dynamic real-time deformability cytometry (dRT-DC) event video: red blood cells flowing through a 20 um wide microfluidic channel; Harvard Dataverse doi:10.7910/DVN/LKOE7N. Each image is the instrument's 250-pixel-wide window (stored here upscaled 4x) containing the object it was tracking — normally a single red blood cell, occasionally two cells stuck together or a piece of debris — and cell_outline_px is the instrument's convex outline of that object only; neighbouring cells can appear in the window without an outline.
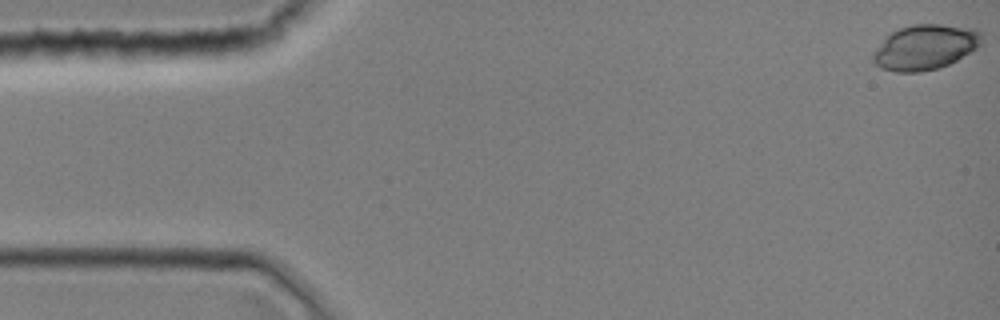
{"species": "common noctule bat (a hibernating species)", "species_latin": "Nyctalus noctula", "temperature_condition": "room temperature", "stored_images_in_passage": 40, "camera_frame_rate_fps": 3000, "um_per_image_px": 0.085, "animal": {"sex": "female", "body_mass_g": 19.0, "forearm_length_mm": 51.5}, "frame": {"image": 1, "passage_image": 1, "time_ms": 0.0, "image_size_px": [1000, 320], "cell_outline_px": [[980, 44], [976, 48], [956, 60], [940, 68], [920, 72], [896, 72], [880, 68], [872, 60], [872, 52], [892, 32], [900, 28], [912, 24], [940, 24], [976, 28], [980, 32]], "centroid_in_image_um": [78.61, 4.01], "position_along_channel_um": 6.4, "area_um2": 28.38}}
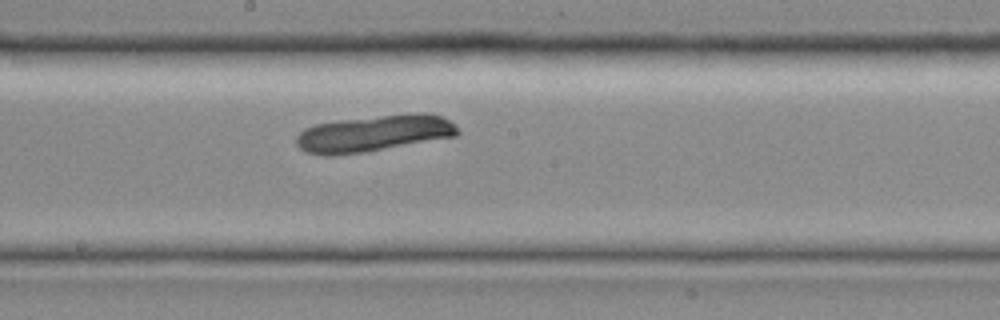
{"frame": {"image": 2, "passage_image": 22, "time_ms": 7.0, "image_size_px": [1000, 320], "cell_outline_px": [[460, 132], [456, 136], [364, 152], [332, 156], [324, 156], [304, 152], [296, 144], [296, 136], [304, 128], [316, 124], [336, 120], [412, 112], [424, 112], [440, 116], [456, 124]], "centroid_in_image_um": [31.76, 11.33], "position_along_channel_um": 216.4, "area_um2": 34.68}}
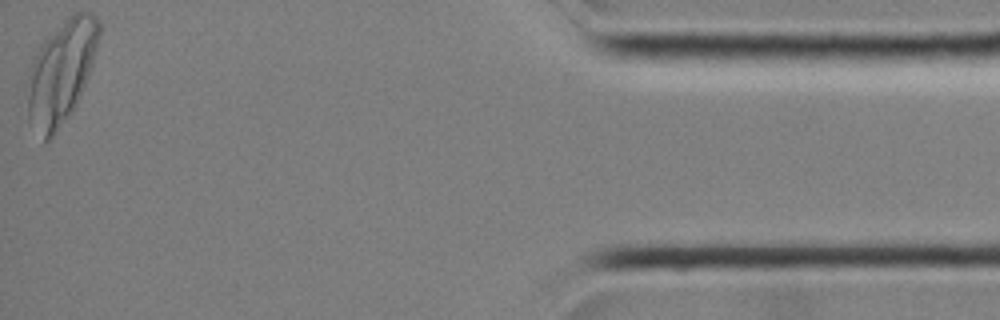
{"frame": {"image": 3, "passage_image": 40, "time_ms": 13.0, "image_size_px": [1000, 320], "cell_outline_px": [[100, 32], [92, 64], [88, 76], [80, 96], [76, 104], [52, 140], [44, 140], [28, 120], [28, 68], [40, 44], [64, 20], [76, 12], [92, 12], [100, 20]], "centroid_in_image_um": [5.2, 6.12], "position_along_channel_um": 430.0, "area_um2": 42.83}}